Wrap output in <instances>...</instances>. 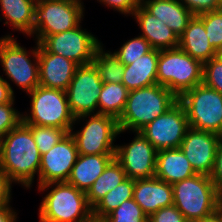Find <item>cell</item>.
I'll use <instances>...</instances> for the list:
<instances>
[{
    "label": "cell",
    "instance_id": "836d02e7",
    "mask_svg": "<svg viewBox=\"0 0 222 222\" xmlns=\"http://www.w3.org/2000/svg\"><path fill=\"white\" fill-rule=\"evenodd\" d=\"M202 83L222 94V60L213 57L203 63V81Z\"/></svg>",
    "mask_w": 222,
    "mask_h": 222
},
{
    "label": "cell",
    "instance_id": "277c9868",
    "mask_svg": "<svg viewBox=\"0 0 222 222\" xmlns=\"http://www.w3.org/2000/svg\"><path fill=\"white\" fill-rule=\"evenodd\" d=\"M173 205L187 222H196L222 207V195L210 176H194L172 184Z\"/></svg>",
    "mask_w": 222,
    "mask_h": 222
},
{
    "label": "cell",
    "instance_id": "f6af8a7d",
    "mask_svg": "<svg viewBox=\"0 0 222 222\" xmlns=\"http://www.w3.org/2000/svg\"><path fill=\"white\" fill-rule=\"evenodd\" d=\"M89 222H104L103 220H96V219H92Z\"/></svg>",
    "mask_w": 222,
    "mask_h": 222
},
{
    "label": "cell",
    "instance_id": "6da1fadb",
    "mask_svg": "<svg viewBox=\"0 0 222 222\" xmlns=\"http://www.w3.org/2000/svg\"><path fill=\"white\" fill-rule=\"evenodd\" d=\"M40 164L41 155L29 125L21 121L0 139V169L13 183L31 189Z\"/></svg>",
    "mask_w": 222,
    "mask_h": 222
},
{
    "label": "cell",
    "instance_id": "83f0119b",
    "mask_svg": "<svg viewBox=\"0 0 222 222\" xmlns=\"http://www.w3.org/2000/svg\"><path fill=\"white\" fill-rule=\"evenodd\" d=\"M134 192V180L127 177L118 186L109 191L93 207V219L104 220L112 211L118 208L124 201L132 199Z\"/></svg>",
    "mask_w": 222,
    "mask_h": 222
},
{
    "label": "cell",
    "instance_id": "ba28073f",
    "mask_svg": "<svg viewBox=\"0 0 222 222\" xmlns=\"http://www.w3.org/2000/svg\"><path fill=\"white\" fill-rule=\"evenodd\" d=\"M84 5L77 0H43L34 8L33 33L41 43L47 36L77 27L84 19Z\"/></svg>",
    "mask_w": 222,
    "mask_h": 222
},
{
    "label": "cell",
    "instance_id": "484cf974",
    "mask_svg": "<svg viewBox=\"0 0 222 222\" xmlns=\"http://www.w3.org/2000/svg\"><path fill=\"white\" fill-rule=\"evenodd\" d=\"M126 178L127 176L122 169V165L114 158L86 192L89 205L93 207Z\"/></svg>",
    "mask_w": 222,
    "mask_h": 222
},
{
    "label": "cell",
    "instance_id": "74e56055",
    "mask_svg": "<svg viewBox=\"0 0 222 222\" xmlns=\"http://www.w3.org/2000/svg\"><path fill=\"white\" fill-rule=\"evenodd\" d=\"M98 2L125 16H132L133 12L141 5L142 0H98Z\"/></svg>",
    "mask_w": 222,
    "mask_h": 222
},
{
    "label": "cell",
    "instance_id": "60d3db41",
    "mask_svg": "<svg viewBox=\"0 0 222 222\" xmlns=\"http://www.w3.org/2000/svg\"><path fill=\"white\" fill-rule=\"evenodd\" d=\"M14 90L9 81L0 75V104L12 102L14 97Z\"/></svg>",
    "mask_w": 222,
    "mask_h": 222
},
{
    "label": "cell",
    "instance_id": "1f68e13d",
    "mask_svg": "<svg viewBox=\"0 0 222 222\" xmlns=\"http://www.w3.org/2000/svg\"><path fill=\"white\" fill-rule=\"evenodd\" d=\"M104 222H148V217L141 207L129 199L124 201L118 208L112 211Z\"/></svg>",
    "mask_w": 222,
    "mask_h": 222
},
{
    "label": "cell",
    "instance_id": "f1b7e54d",
    "mask_svg": "<svg viewBox=\"0 0 222 222\" xmlns=\"http://www.w3.org/2000/svg\"><path fill=\"white\" fill-rule=\"evenodd\" d=\"M92 63L95 65L102 83H122L125 65L113 52L105 51L103 43L96 48Z\"/></svg>",
    "mask_w": 222,
    "mask_h": 222
},
{
    "label": "cell",
    "instance_id": "ee69618b",
    "mask_svg": "<svg viewBox=\"0 0 222 222\" xmlns=\"http://www.w3.org/2000/svg\"><path fill=\"white\" fill-rule=\"evenodd\" d=\"M216 57H218L219 59L222 60V47H220V48L216 51Z\"/></svg>",
    "mask_w": 222,
    "mask_h": 222
},
{
    "label": "cell",
    "instance_id": "30bf717a",
    "mask_svg": "<svg viewBox=\"0 0 222 222\" xmlns=\"http://www.w3.org/2000/svg\"><path fill=\"white\" fill-rule=\"evenodd\" d=\"M87 118V119H86ZM85 121L80 130H70L73 136L78 154L81 155H99L115 154V138L119 135L118 120L109 115L90 114L75 118L74 125ZM77 122V123H76Z\"/></svg>",
    "mask_w": 222,
    "mask_h": 222
},
{
    "label": "cell",
    "instance_id": "8d00e7d4",
    "mask_svg": "<svg viewBox=\"0 0 222 222\" xmlns=\"http://www.w3.org/2000/svg\"><path fill=\"white\" fill-rule=\"evenodd\" d=\"M180 1L193 15H199L205 12H211L222 8V5L217 0H178Z\"/></svg>",
    "mask_w": 222,
    "mask_h": 222
},
{
    "label": "cell",
    "instance_id": "d6a6232c",
    "mask_svg": "<svg viewBox=\"0 0 222 222\" xmlns=\"http://www.w3.org/2000/svg\"><path fill=\"white\" fill-rule=\"evenodd\" d=\"M197 16L203 21L209 44L217 51L222 47V8Z\"/></svg>",
    "mask_w": 222,
    "mask_h": 222
},
{
    "label": "cell",
    "instance_id": "603a6c76",
    "mask_svg": "<svg viewBox=\"0 0 222 222\" xmlns=\"http://www.w3.org/2000/svg\"><path fill=\"white\" fill-rule=\"evenodd\" d=\"M179 47L202 63L216 56V50L208 42L203 21L197 15H193L179 37Z\"/></svg>",
    "mask_w": 222,
    "mask_h": 222
},
{
    "label": "cell",
    "instance_id": "7a4b0ae2",
    "mask_svg": "<svg viewBox=\"0 0 222 222\" xmlns=\"http://www.w3.org/2000/svg\"><path fill=\"white\" fill-rule=\"evenodd\" d=\"M37 187L39 192H47L38 208L39 222H89L93 219L86 192L67 181L50 182Z\"/></svg>",
    "mask_w": 222,
    "mask_h": 222
},
{
    "label": "cell",
    "instance_id": "ab89813d",
    "mask_svg": "<svg viewBox=\"0 0 222 222\" xmlns=\"http://www.w3.org/2000/svg\"><path fill=\"white\" fill-rule=\"evenodd\" d=\"M210 178L214 182L219 193L222 195V141L220 142L216 152L214 168Z\"/></svg>",
    "mask_w": 222,
    "mask_h": 222
},
{
    "label": "cell",
    "instance_id": "2e32d148",
    "mask_svg": "<svg viewBox=\"0 0 222 222\" xmlns=\"http://www.w3.org/2000/svg\"><path fill=\"white\" fill-rule=\"evenodd\" d=\"M221 141L219 134L189 127L179 148L197 174L210 176Z\"/></svg>",
    "mask_w": 222,
    "mask_h": 222
},
{
    "label": "cell",
    "instance_id": "7bdbcfd3",
    "mask_svg": "<svg viewBox=\"0 0 222 222\" xmlns=\"http://www.w3.org/2000/svg\"><path fill=\"white\" fill-rule=\"evenodd\" d=\"M196 222H222V207L211 215L204 217Z\"/></svg>",
    "mask_w": 222,
    "mask_h": 222
},
{
    "label": "cell",
    "instance_id": "52a82bcc",
    "mask_svg": "<svg viewBox=\"0 0 222 222\" xmlns=\"http://www.w3.org/2000/svg\"><path fill=\"white\" fill-rule=\"evenodd\" d=\"M35 43L36 47L29 52L20 46L13 35L0 37V65L3 73L26 94L39 85L38 42Z\"/></svg>",
    "mask_w": 222,
    "mask_h": 222
},
{
    "label": "cell",
    "instance_id": "9c48e42d",
    "mask_svg": "<svg viewBox=\"0 0 222 222\" xmlns=\"http://www.w3.org/2000/svg\"><path fill=\"white\" fill-rule=\"evenodd\" d=\"M178 101L184 106L189 127L222 136V94L203 83L187 90Z\"/></svg>",
    "mask_w": 222,
    "mask_h": 222
},
{
    "label": "cell",
    "instance_id": "cb8c5ba5",
    "mask_svg": "<svg viewBox=\"0 0 222 222\" xmlns=\"http://www.w3.org/2000/svg\"><path fill=\"white\" fill-rule=\"evenodd\" d=\"M159 50L152 49L135 62L125 65L122 83L129 90L157 84Z\"/></svg>",
    "mask_w": 222,
    "mask_h": 222
},
{
    "label": "cell",
    "instance_id": "4316f807",
    "mask_svg": "<svg viewBox=\"0 0 222 222\" xmlns=\"http://www.w3.org/2000/svg\"><path fill=\"white\" fill-rule=\"evenodd\" d=\"M128 94L129 90L123 83H103L98 99V114L118 120L125 108Z\"/></svg>",
    "mask_w": 222,
    "mask_h": 222
},
{
    "label": "cell",
    "instance_id": "8992f818",
    "mask_svg": "<svg viewBox=\"0 0 222 222\" xmlns=\"http://www.w3.org/2000/svg\"><path fill=\"white\" fill-rule=\"evenodd\" d=\"M31 99L29 112L22 113V122L40 126H53L70 133L75 117L70 111L66 91L38 85L27 93Z\"/></svg>",
    "mask_w": 222,
    "mask_h": 222
},
{
    "label": "cell",
    "instance_id": "d6986e66",
    "mask_svg": "<svg viewBox=\"0 0 222 222\" xmlns=\"http://www.w3.org/2000/svg\"><path fill=\"white\" fill-rule=\"evenodd\" d=\"M143 36L152 49L166 50L179 46V37L174 33L164 21L159 20L150 14L140 5L132 14Z\"/></svg>",
    "mask_w": 222,
    "mask_h": 222
},
{
    "label": "cell",
    "instance_id": "7c38bea8",
    "mask_svg": "<svg viewBox=\"0 0 222 222\" xmlns=\"http://www.w3.org/2000/svg\"><path fill=\"white\" fill-rule=\"evenodd\" d=\"M102 86L93 63L78 66L66 90L70 111L75 118L98 114V99Z\"/></svg>",
    "mask_w": 222,
    "mask_h": 222
},
{
    "label": "cell",
    "instance_id": "4dcf8cb0",
    "mask_svg": "<svg viewBox=\"0 0 222 222\" xmlns=\"http://www.w3.org/2000/svg\"><path fill=\"white\" fill-rule=\"evenodd\" d=\"M152 50L149 42L141 35L129 39L113 53L123 65H129Z\"/></svg>",
    "mask_w": 222,
    "mask_h": 222
},
{
    "label": "cell",
    "instance_id": "f35d334b",
    "mask_svg": "<svg viewBox=\"0 0 222 222\" xmlns=\"http://www.w3.org/2000/svg\"><path fill=\"white\" fill-rule=\"evenodd\" d=\"M14 184L6 173L0 169V208L11 205L12 185Z\"/></svg>",
    "mask_w": 222,
    "mask_h": 222
},
{
    "label": "cell",
    "instance_id": "7402d4cb",
    "mask_svg": "<svg viewBox=\"0 0 222 222\" xmlns=\"http://www.w3.org/2000/svg\"><path fill=\"white\" fill-rule=\"evenodd\" d=\"M141 5L180 37L193 14L178 0H142Z\"/></svg>",
    "mask_w": 222,
    "mask_h": 222
},
{
    "label": "cell",
    "instance_id": "5bb4252c",
    "mask_svg": "<svg viewBox=\"0 0 222 222\" xmlns=\"http://www.w3.org/2000/svg\"><path fill=\"white\" fill-rule=\"evenodd\" d=\"M133 133L130 143L116 144L115 159L133 180L155 177L158 151L140 132Z\"/></svg>",
    "mask_w": 222,
    "mask_h": 222
},
{
    "label": "cell",
    "instance_id": "e0dca14e",
    "mask_svg": "<svg viewBox=\"0 0 222 222\" xmlns=\"http://www.w3.org/2000/svg\"><path fill=\"white\" fill-rule=\"evenodd\" d=\"M39 85L66 91L78 64L61 55L48 52L38 43Z\"/></svg>",
    "mask_w": 222,
    "mask_h": 222
},
{
    "label": "cell",
    "instance_id": "44dd1931",
    "mask_svg": "<svg viewBox=\"0 0 222 222\" xmlns=\"http://www.w3.org/2000/svg\"><path fill=\"white\" fill-rule=\"evenodd\" d=\"M114 158L115 154H79L67 182L87 192Z\"/></svg>",
    "mask_w": 222,
    "mask_h": 222
},
{
    "label": "cell",
    "instance_id": "d4e9b609",
    "mask_svg": "<svg viewBox=\"0 0 222 222\" xmlns=\"http://www.w3.org/2000/svg\"><path fill=\"white\" fill-rule=\"evenodd\" d=\"M34 0H0V8L5 22L4 25H10L15 31L31 36L33 33Z\"/></svg>",
    "mask_w": 222,
    "mask_h": 222
},
{
    "label": "cell",
    "instance_id": "b9f144b4",
    "mask_svg": "<svg viewBox=\"0 0 222 222\" xmlns=\"http://www.w3.org/2000/svg\"><path fill=\"white\" fill-rule=\"evenodd\" d=\"M18 213L11 205L0 208V222H17Z\"/></svg>",
    "mask_w": 222,
    "mask_h": 222
},
{
    "label": "cell",
    "instance_id": "5b68a950",
    "mask_svg": "<svg viewBox=\"0 0 222 222\" xmlns=\"http://www.w3.org/2000/svg\"><path fill=\"white\" fill-rule=\"evenodd\" d=\"M203 81V63L192 58L179 46L159 50L157 83L169 89L178 98Z\"/></svg>",
    "mask_w": 222,
    "mask_h": 222
},
{
    "label": "cell",
    "instance_id": "ac0fdd59",
    "mask_svg": "<svg viewBox=\"0 0 222 222\" xmlns=\"http://www.w3.org/2000/svg\"><path fill=\"white\" fill-rule=\"evenodd\" d=\"M133 199L150 217L159 209L173 205L172 185L157 177L134 180Z\"/></svg>",
    "mask_w": 222,
    "mask_h": 222
},
{
    "label": "cell",
    "instance_id": "9a60e30c",
    "mask_svg": "<svg viewBox=\"0 0 222 222\" xmlns=\"http://www.w3.org/2000/svg\"><path fill=\"white\" fill-rule=\"evenodd\" d=\"M78 155L75 140L67 133L47 153L41 155L37 186L67 181Z\"/></svg>",
    "mask_w": 222,
    "mask_h": 222
},
{
    "label": "cell",
    "instance_id": "3957f363",
    "mask_svg": "<svg viewBox=\"0 0 222 222\" xmlns=\"http://www.w3.org/2000/svg\"><path fill=\"white\" fill-rule=\"evenodd\" d=\"M177 102L178 97L158 83L129 91L125 108L118 119L119 135L128 130L139 132Z\"/></svg>",
    "mask_w": 222,
    "mask_h": 222
},
{
    "label": "cell",
    "instance_id": "e575fe53",
    "mask_svg": "<svg viewBox=\"0 0 222 222\" xmlns=\"http://www.w3.org/2000/svg\"><path fill=\"white\" fill-rule=\"evenodd\" d=\"M14 105L15 99L10 103L0 104V139L22 121V114Z\"/></svg>",
    "mask_w": 222,
    "mask_h": 222
},
{
    "label": "cell",
    "instance_id": "8fae6325",
    "mask_svg": "<svg viewBox=\"0 0 222 222\" xmlns=\"http://www.w3.org/2000/svg\"><path fill=\"white\" fill-rule=\"evenodd\" d=\"M102 42L81 24L65 32L47 36L40 44L50 53L61 55L80 65L92 63Z\"/></svg>",
    "mask_w": 222,
    "mask_h": 222
},
{
    "label": "cell",
    "instance_id": "bcb514c9",
    "mask_svg": "<svg viewBox=\"0 0 222 222\" xmlns=\"http://www.w3.org/2000/svg\"><path fill=\"white\" fill-rule=\"evenodd\" d=\"M78 2H80L82 5H84L83 1L82 0H77ZM98 1V0H97Z\"/></svg>",
    "mask_w": 222,
    "mask_h": 222
},
{
    "label": "cell",
    "instance_id": "ffe728a7",
    "mask_svg": "<svg viewBox=\"0 0 222 222\" xmlns=\"http://www.w3.org/2000/svg\"><path fill=\"white\" fill-rule=\"evenodd\" d=\"M197 174L180 148L162 149L157 152L155 177L169 184Z\"/></svg>",
    "mask_w": 222,
    "mask_h": 222
},
{
    "label": "cell",
    "instance_id": "f546056e",
    "mask_svg": "<svg viewBox=\"0 0 222 222\" xmlns=\"http://www.w3.org/2000/svg\"><path fill=\"white\" fill-rule=\"evenodd\" d=\"M38 147L40 155L47 153L56 143H58L68 132L53 126H40L27 124Z\"/></svg>",
    "mask_w": 222,
    "mask_h": 222
},
{
    "label": "cell",
    "instance_id": "d590c367",
    "mask_svg": "<svg viewBox=\"0 0 222 222\" xmlns=\"http://www.w3.org/2000/svg\"><path fill=\"white\" fill-rule=\"evenodd\" d=\"M148 222H187L175 205L164 207L148 217Z\"/></svg>",
    "mask_w": 222,
    "mask_h": 222
},
{
    "label": "cell",
    "instance_id": "4fadbf2b",
    "mask_svg": "<svg viewBox=\"0 0 222 222\" xmlns=\"http://www.w3.org/2000/svg\"><path fill=\"white\" fill-rule=\"evenodd\" d=\"M189 128L184 106L178 101L139 132L159 151L179 148Z\"/></svg>",
    "mask_w": 222,
    "mask_h": 222
}]
</instances>
